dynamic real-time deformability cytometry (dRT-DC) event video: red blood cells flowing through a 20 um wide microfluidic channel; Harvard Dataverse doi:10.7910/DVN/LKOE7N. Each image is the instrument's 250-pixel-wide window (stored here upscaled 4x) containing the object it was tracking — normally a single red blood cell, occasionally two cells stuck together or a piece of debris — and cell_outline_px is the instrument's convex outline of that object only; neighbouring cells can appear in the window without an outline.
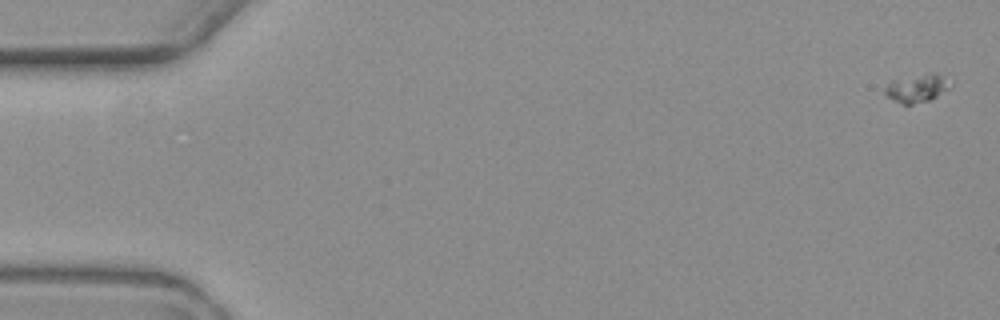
{"species": "common noctule bat (a hibernating species)", "species_latin": "Nyctalus noctula", "temperature_condition": "warm", "stored_images_in_passage": 15, "camera_frame_rate_fps": 3000, "um_per_image_px": 0.085, "animal": {"sex": "female", "body_mass_g": 19.3, "forearm_length_mm": 54.1}, "frame": {"image": 1, "passage_image": 1, "time_ms": 0.0, "image_size_px": [1000, 320], "cell_outline_px": [[952, 84], [948, 88], [936, 96], [928, 100], [912, 104], [904, 104], [888, 96], [884, 92], [884, 88], [892, 80], [928, 72], [936, 72]], "centroid_in_image_um": [77.93, 7.46], "position_along_channel_um": 7.1, "area_um2": 10.4}}
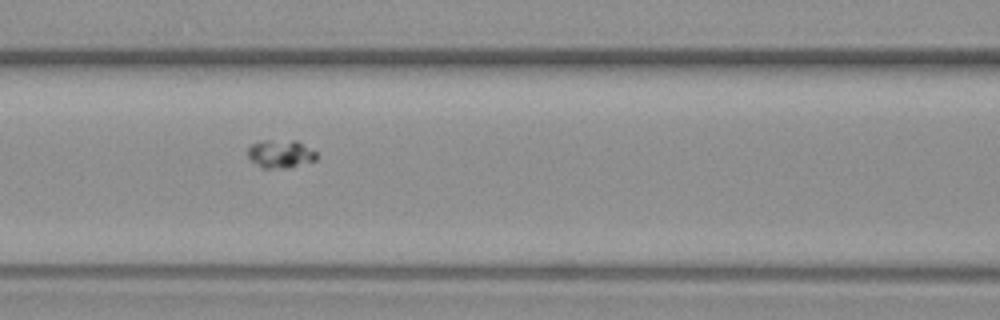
{"frame": {"image": 2, "passage_image": 7, "time_ms": 8.333, "image_size_px": [1000, 320], "cell_outline_px": [[316, 160], [288, 168], [260, 168], [248, 156], [248, 148], [252, 144], [260, 140], [296, 140], [316, 152]], "centroid_in_image_um": [23.82, 13.07], "position_along_channel_um": 142.8, "area_um2": 11.27}}
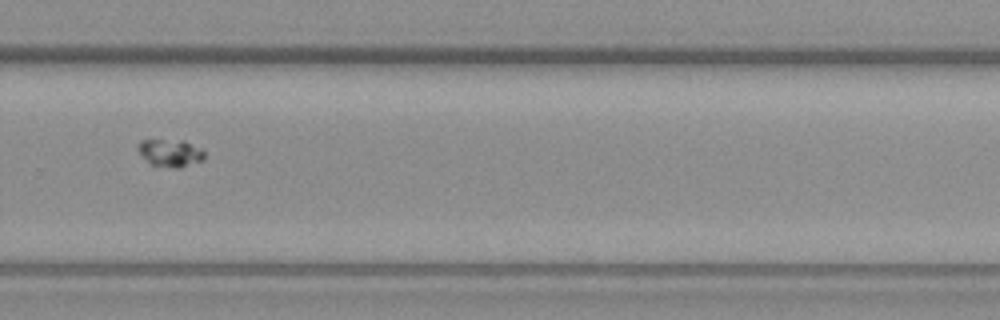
{"frame": {"image": 3, "passage_image": 11, "time_ms": 13.333, "image_size_px": [1000, 320], "cell_outline_px": [[204, 160], [180, 168], [176, 168], [152, 164], [136, 148], [136, 144], [140, 140], [184, 140], [200, 148], [204, 152]], "centroid_in_image_um": [14.49, 12.98], "position_along_channel_um": 315.3, "area_um2": 10.52}, "authors_computed_cell_mechanics": {"area_um2": 10.982, "velocity_mm_per_s": 3.4675, "shape_relaxation_time_tau1_ms": 0.1205, "shape_relaxation_time_tau2_ms": null, "deformation_change_tau1": 0.0233, "deformation_change_tau2": null}}